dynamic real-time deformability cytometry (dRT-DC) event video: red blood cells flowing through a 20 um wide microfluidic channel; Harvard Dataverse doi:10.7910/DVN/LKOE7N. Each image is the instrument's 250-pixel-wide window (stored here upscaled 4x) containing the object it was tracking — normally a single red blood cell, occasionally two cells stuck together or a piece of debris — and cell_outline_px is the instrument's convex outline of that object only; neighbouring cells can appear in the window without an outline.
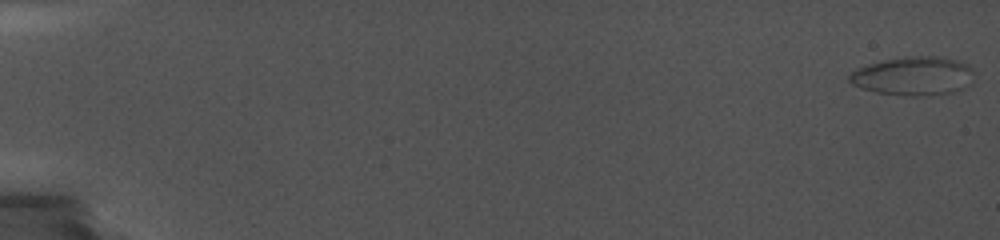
{"species": "common noctule bat (a hibernating species)", "species_latin": "Nyctalus noctula", "temperature_condition": "cold", "stored_images_in_passage": 22, "camera_frame_rate_fps": 5000, "um_per_image_px": 0.085, "animal": {"sex": "female", "body_mass_g": 19.0, "forearm_length_mm": 56.7}, "frame": {"image": 1, "passage_image": 1, "time_ms": 0.0, "image_size_px": [1000, 240], "cell_outline_px": [[972, 84], [964, 88], [952, 92], [916, 96], [904, 96], [876, 92], [860, 88], [852, 84], [848, 80], [848, 76], [856, 68], [868, 64], [884, 60], [904, 56], [944, 56], [960, 60], [968, 64], [972, 68]], "centroid_in_image_um": [77.65, 6.45], "position_along_channel_um": 7.4, "area_um2": 28.5}}
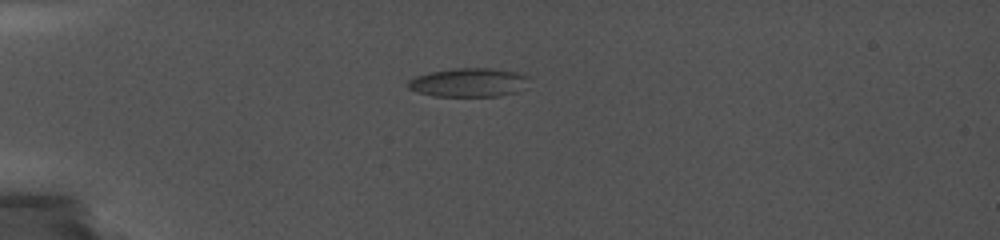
{"frame": {"image": 2, "passage_image": 16, "time_ms": 5.6, "image_size_px": [1000, 240], "cell_outline_px": [[528, 76], [516, 92], [496, 96], [432, 96], [408, 88], [408, 80], [416, 76], [428, 72], [456, 68], [492, 68], [516, 72]], "centroid_in_image_um": [39.75, 7.0], "position_along_channel_um": 45.2, "area_um2": 19.88}}